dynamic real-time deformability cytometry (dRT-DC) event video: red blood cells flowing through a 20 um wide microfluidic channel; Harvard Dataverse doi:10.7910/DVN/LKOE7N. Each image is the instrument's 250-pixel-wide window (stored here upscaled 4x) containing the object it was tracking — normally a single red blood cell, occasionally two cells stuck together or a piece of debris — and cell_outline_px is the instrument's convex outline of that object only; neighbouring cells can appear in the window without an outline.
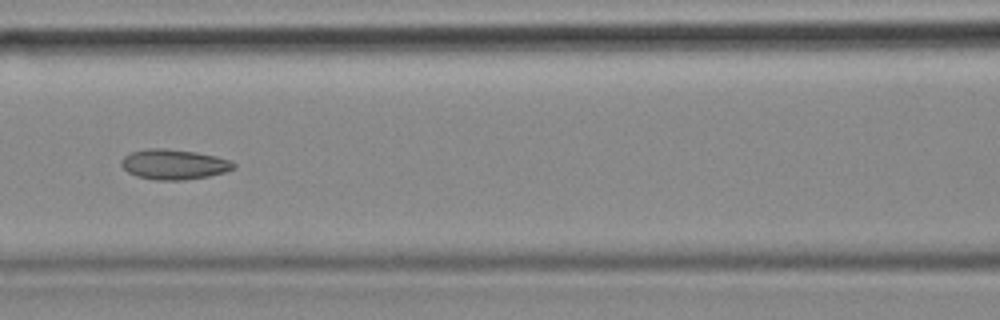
{"species": "common noctule bat (a hibernating species)", "species_latin": "Nyctalus noctula", "temperature_condition": "cold", "stored_images_in_passage": 55, "camera_frame_rate_fps": 3000, "um_per_image_px": 0.085, "animal": {"sex": "female", "body_mass_g": 18.4}, "frame": {"image": 1, "passage_image": 24, "time_ms": 7.667, "image_size_px": [1000, 320], "cell_outline_px": [[236, 168], [224, 172], [208, 176], [184, 180], [156, 180], [136, 176], [128, 172], [120, 164], [120, 160], [124, 156], [132, 152], [148, 148], [164, 148], [196, 152], [216, 156], [232, 160], [236, 164]], "centroid_in_image_um": [14.8, 13.97], "position_along_channel_um": 151.8, "area_um2": 19.83}, "authors_computed_cell_mechanics": {"area_um2": 20.1144, "velocity_mm_per_s": 3.6612, "shape_relaxation_time_tau1_ms": null, "shape_relaxation_time_tau2_ms": 3.2813, "deformation_change_tau1": null, "deformation_change_tau2": 0.0928}}